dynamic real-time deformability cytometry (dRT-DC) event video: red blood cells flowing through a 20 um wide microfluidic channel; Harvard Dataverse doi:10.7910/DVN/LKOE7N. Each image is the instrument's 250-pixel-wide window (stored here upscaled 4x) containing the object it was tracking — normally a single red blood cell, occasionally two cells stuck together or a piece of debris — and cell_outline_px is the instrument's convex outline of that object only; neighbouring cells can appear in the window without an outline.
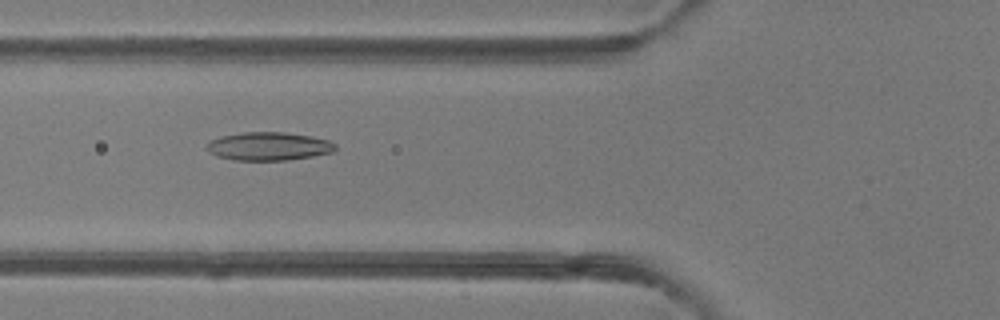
{"species": "common noctule bat (a hibernating species)", "species_latin": "Nyctalus noctula", "temperature_condition": "room temperature", "stored_images_in_passage": 5, "camera_frame_rate_fps": 3000, "um_per_image_px": 0.085, "animal": {"sex": "female"}, "frame": {"image": 1, "passage_image": 3, "time_ms": 3.0, "image_size_px": [1000, 320], "cell_outline_px": [[336, 148], [332, 152], [312, 156], [288, 160], [232, 160], [216, 156], [208, 152], [204, 144], [220, 136], [244, 132], [284, 132], [312, 136], [328, 140], [336, 144]], "centroid_in_image_um": [22.8, 12.43], "position_along_channel_um": 103.0, "area_um2": 21.33}}
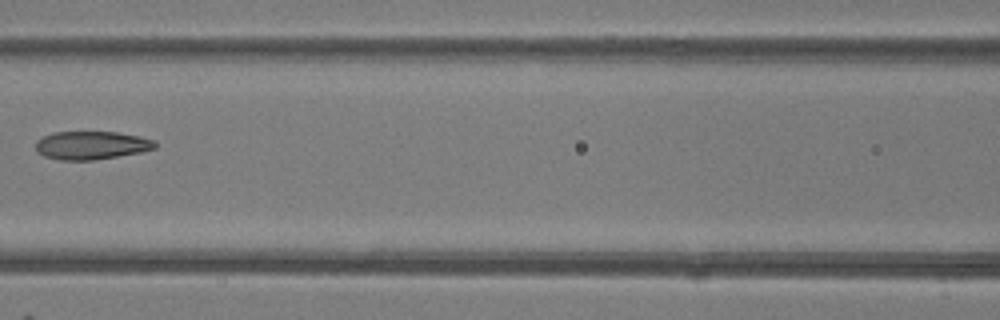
{"frame": {"image": 2, "passage_image": 4, "time_ms": 4.333, "image_size_px": [1000, 320], "cell_outline_px": [[156, 148], [140, 152], [92, 160], [60, 160], [44, 156], [36, 152], [36, 140], [44, 136], [56, 132], [116, 132], [140, 136], [156, 140]], "centroid_in_image_um": [7.77, 12.35], "position_along_channel_um": 158.8, "area_um2": 19.59}}
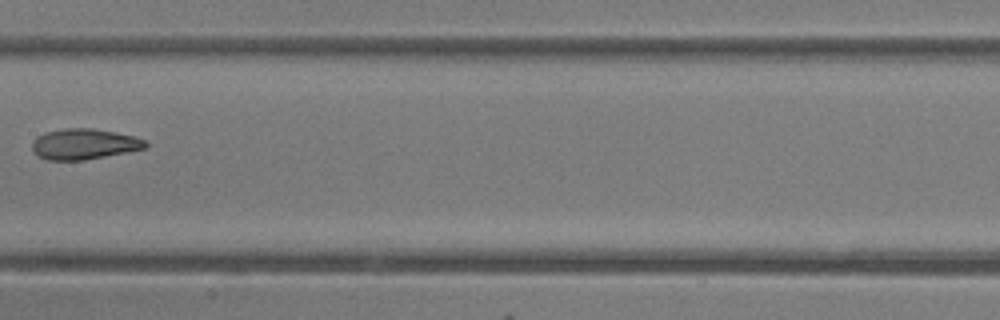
{"frame": {"image": 3, "passage_image": 5, "time_ms": 5.333, "image_size_px": [1000, 320], "cell_outline_px": [[148, 148], [84, 160], [44, 160], [32, 152], [32, 140], [36, 136], [44, 132], [64, 128], [92, 128], [116, 132], [136, 136], [148, 140]], "centroid_in_image_um": [7.15, 12.24], "position_along_channel_um": 200.3, "area_um2": 20.69}}